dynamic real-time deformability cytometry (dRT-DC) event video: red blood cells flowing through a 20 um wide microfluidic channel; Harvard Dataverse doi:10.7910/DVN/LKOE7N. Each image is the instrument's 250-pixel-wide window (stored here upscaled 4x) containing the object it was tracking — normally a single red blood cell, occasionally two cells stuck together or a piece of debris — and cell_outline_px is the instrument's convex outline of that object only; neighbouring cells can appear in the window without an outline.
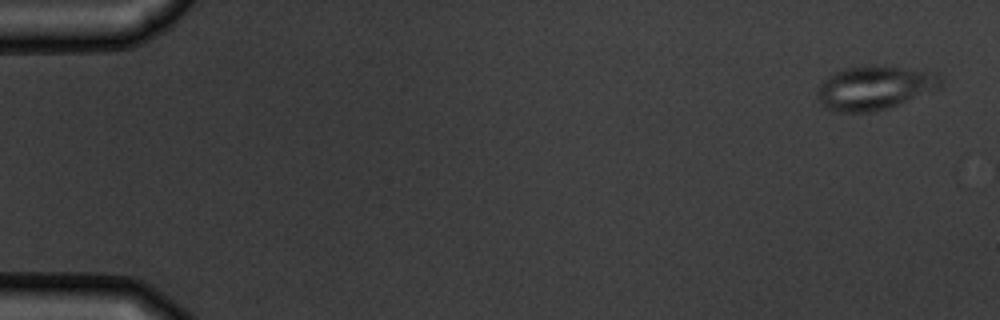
{"species": "common noctule bat (a hibernating species)", "species_latin": "Nyctalus noctula", "temperature_condition": "warm", "stored_images_in_passage": 4, "camera_frame_rate_fps": 3000, "um_per_image_px": 0.085, "animal": {"sex": "male", "body_mass_g": 19.5, "forearm_length_mm": 54.6}, "frame": {"image": 1, "passage_image": 1, "time_ms": 0.0, "image_size_px": [1000, 320], "cell_outline_px": [[944, 80], [940, 88], [888, 108], [872, 112], [840, 112], [828, 108], [820, 104], [816, 96], [820, 84], [832, 72], [844, 68], [872, 64], [880, 64], [936, 72]], "centroid_in_image_um": [74.35, 7.43], "position_along_channel_um": 10.6, "area_um2": 32.02}}